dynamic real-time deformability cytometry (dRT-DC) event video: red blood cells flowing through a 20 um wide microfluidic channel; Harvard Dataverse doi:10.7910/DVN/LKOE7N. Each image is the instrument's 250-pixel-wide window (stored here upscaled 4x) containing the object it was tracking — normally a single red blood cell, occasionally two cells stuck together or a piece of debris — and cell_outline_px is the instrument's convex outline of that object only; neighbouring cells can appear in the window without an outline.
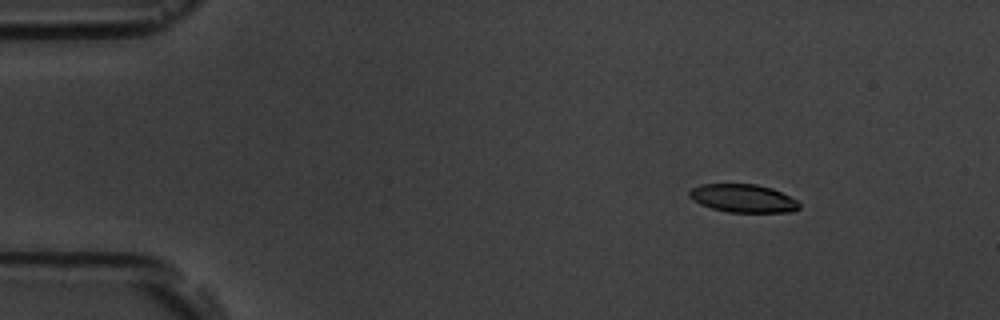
{"species": "common noctule bat (a hibernating species)", "species_latin": "Nyctalus noctula", "temperature_condition": "room temperature", "stored_images_in_passage": 7, "camera_frame_rate_fps": 3000, "um_per_image_px": 0.085, "animal": {"sex": "male", "body_mass_g": 19.5, "forearm_length_mm": 54.6}, "frame": {"image": 1, "passage_image": 3, "time_ms": 2.333, "image_size_px": [1000, 320], "cell_outline_px": [[800, 208], [792, 212], [728, 212], [712, 208], [700, 204], [692, 200], [688, 196], [688, 192], [692, 188], [700, 184], [756, 184], [772, 188], [796, 200], [800, 204]], "centroid_in_image_um": [63.14, 16.86], "position_along_channel_um": 21.9, "area_um2": 18.03}}
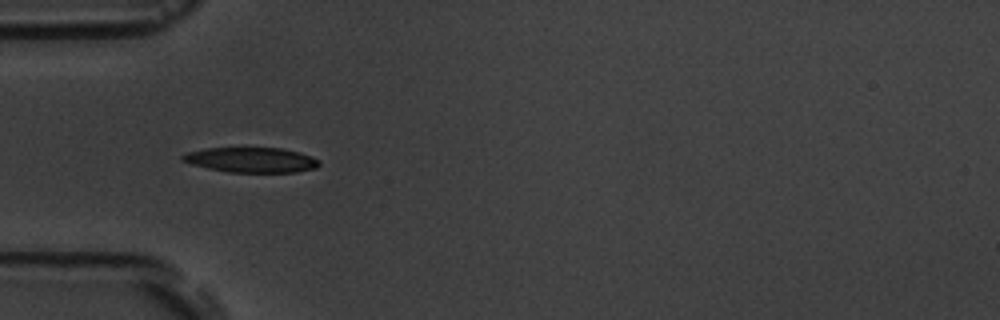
{"frame": {"image": 2, "passage_image": 6, "time_ms": 5.667, "image_size_px": [1000, 320], "cell_outline_px": [[320, 164], [316, 168], [296, 172], [228, 172], [208, 168], [192, 164], [180, 160], [180, 156], [188, 152], [208, 148], [280, 148], [300, 152], [312, 156], [320, 160]], "centroid_in_image_um": [21.38, 13.59], "position_along_channel_um": 63.6, "area_um2": 19.94}}
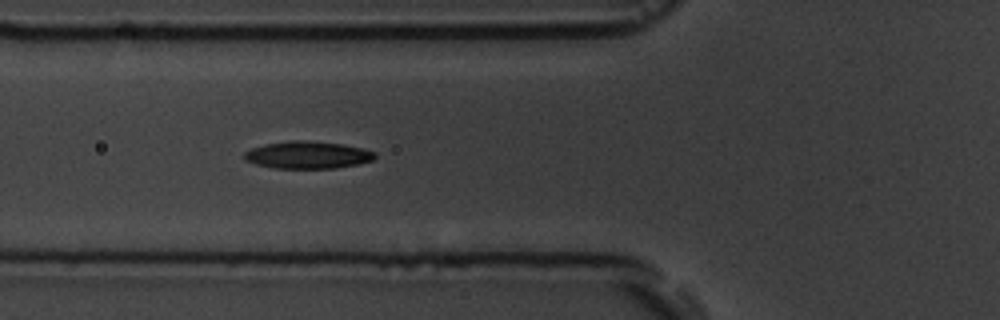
{"frame": {"image": 3, "passage_image": 7, "time_ms": 6.667, "image_size_px": [1000, 320], "cell_outline_px": [[376, 156], [372, 160], [356, 164], [336, 168], [272, 168], [256, 164], [244, 160], [244, 152], [252, 148], [268, 144], [292, 140], [304, 140], [340, 144], [364, 148], [376, 152]], "centroid_in_image_um": [26.15, 13.17], "position_along_channel_um": 99.7, "area_um2": 20.63}}